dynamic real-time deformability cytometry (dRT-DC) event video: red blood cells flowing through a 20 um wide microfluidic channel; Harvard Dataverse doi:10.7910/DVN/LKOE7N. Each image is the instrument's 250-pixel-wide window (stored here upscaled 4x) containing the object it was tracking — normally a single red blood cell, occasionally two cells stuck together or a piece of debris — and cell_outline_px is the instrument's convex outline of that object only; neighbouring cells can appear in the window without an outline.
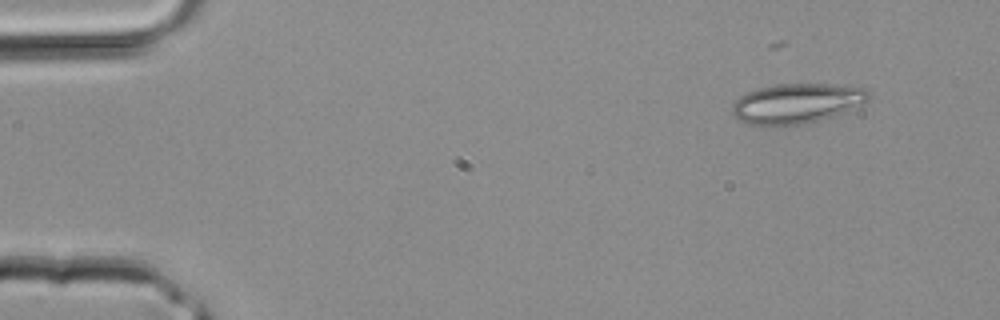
{"species": "common noctule bat (a hibernating species)", "species_latin": "Nyctalus noctula", "temperature_condition": "room temperature", "stored_images_in_passage": 3, "segment_of_instrument_passage": [2, 2], "camera_frame_rate_fps": 3000, "um_per_image_px": 0.085, "animal": {"sex": "male", "body_mass_g": 20.4}, "frame": {"image": 1, "passage_image": 3, "time_ms": 0.667, "image_size_px": [1000, 320], "cell_outline_px": [[872, 96], [868, 100], [860, 104], [840, 112], [816, 120], [800, 124], [748, 124], [740, 120], [732, 112], [732, 104], [740, 96], [748, 92], [760, 88], [776, 84], [828, 84], [868, 88]], "centroid_in_image_um": [67.72, 8.75], "position_along_channel_um": 17.3, "area_um2": 30.87}}